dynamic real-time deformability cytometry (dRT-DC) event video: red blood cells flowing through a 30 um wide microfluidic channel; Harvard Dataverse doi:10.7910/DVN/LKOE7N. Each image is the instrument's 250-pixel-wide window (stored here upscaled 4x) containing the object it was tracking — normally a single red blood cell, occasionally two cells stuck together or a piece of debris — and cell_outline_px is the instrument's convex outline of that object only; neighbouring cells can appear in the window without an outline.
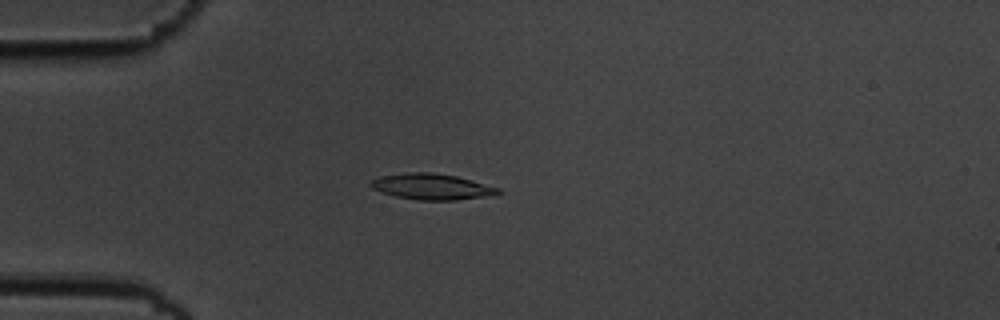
{"species": "common noctule bat (a hibernating species)", "species_latin": "Nyctalus noctula", "temperature_condition": "cold", "stored_images_in_passage": 54, "camera_frame_rate_fps": 3000, "um_per_image_px": 0.085, "animal": {"sex": "male", "body_mass_g": 19.5, "forearm_length_mm": 54.6}, "frame": {"image": 1, "passage_image": 14, "time_ms": 4.333, "image_size_px": [1000, 320], "cell_outline_px": [[500, 192], [496, 196], [456, 200], [416, 200], [396, 196], [380, 192], [372, 188], [368, 184], [372, 180], [384, 176], [408, 172], [432, 172], [456, 176], [500, 188]], "centroid_in_image_um": [36.74, 15.88], "position_along_channel_um": 48.3, "area_um2": 19.31}}
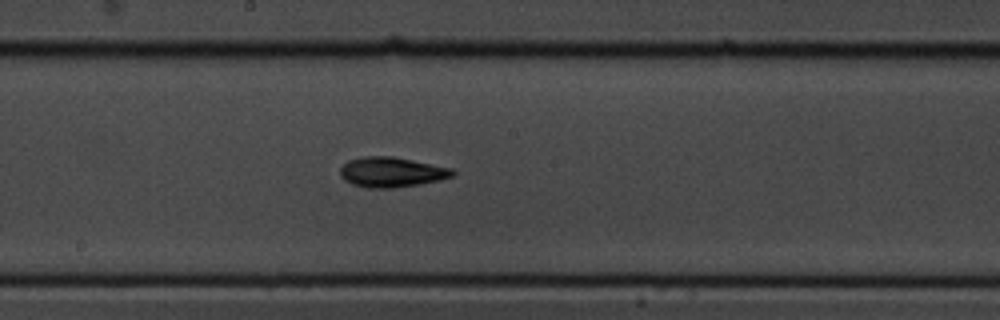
{"frame": {"image": 2, "passage_image": 29, "time_ms": 9.333, "image_size_px": [1000, 320], "cell_outline_px": [[456, 172], [452, 176], [440, 180], [420, 184], [392, 188], [368, 188], [352, 184], [344, 180], [340, 176], [340, 168], [348, 160], [364, 156], [392, 156], [452, 168]], "centroid_in_image_um": [33.27, 14.63], "position_along_channel_um": 214.9, "area_um2": 19.71}}
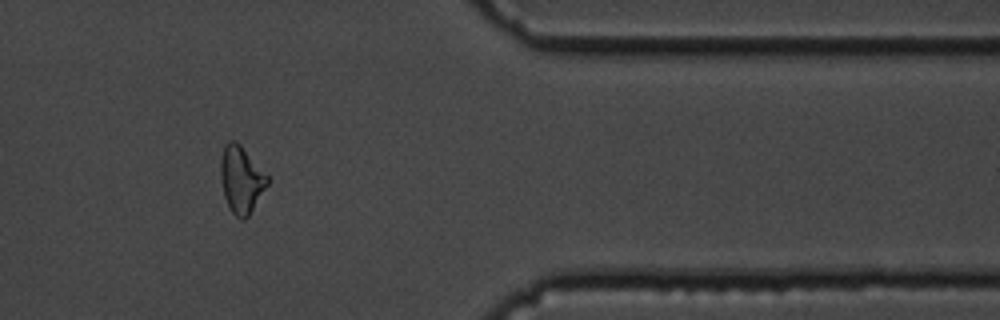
{"frame": {"image": 3, "passage_image": 45, "time_ms": 14.667, "image_size_px": [1000, 320], "cell_outline_px": [[268, 184], [248, 216], [244, 220], [240, 220], [228, 208], [224, 196], [220, 180], [220, 160], [224, 144], [228, 140], [236, 140], [240, 144], [268, 176]], "centroid_in_image_um": [20.47, 15.25], "position_along_channel_um": 390.9, "area_um2": 18.32}, "authors_computed_cell_mechanics": {"area_um2": 18.496, "velocity_mm_per_s": 3.6465, "shape_relaxation_time_tau1_ms": 2.4406, "shape_relaxation_time_tau2_ms": null, "deformation_change_tau1": 0.1162, "deformation_change_tau2": null}}